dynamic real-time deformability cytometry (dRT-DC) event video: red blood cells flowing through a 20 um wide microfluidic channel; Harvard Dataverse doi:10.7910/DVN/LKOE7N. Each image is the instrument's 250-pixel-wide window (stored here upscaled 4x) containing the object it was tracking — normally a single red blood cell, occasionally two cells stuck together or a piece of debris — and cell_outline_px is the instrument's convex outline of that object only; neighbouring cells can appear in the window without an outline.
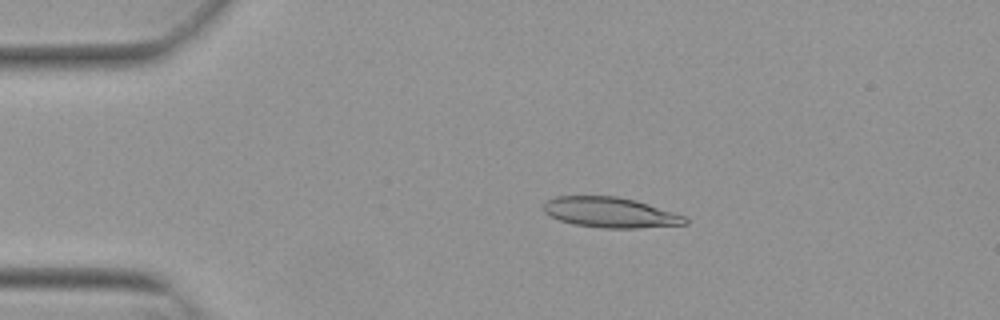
{"species": "Egyptian fruit bat (a non-hibernating species)", "species_latin": "Rousettus aegyptiacus", "temperature_condition": "warm", "stored_images_in_passage": 52, "camera_frame_rate_fps": 3000, "um_per_image_px": 0.085, "animal": {"sex": "female"}, "frame": {"image": 1, "passage_image": 10, "time_ms": 3.0, "image_size_px": [1000, 320], "cell_outline_px": [[688, 224], [636, 228], [604, 228], [572, 224], [560, 220], [544, 212], [544, 204], [548, 200], [556, 196], [616, 196], [636, 200], [684, 216], [688, 220]], "centroid_in_image_um": [51.87, 18.06], "position_along_channel_um": 33.1, "area_um2": 24.8}}
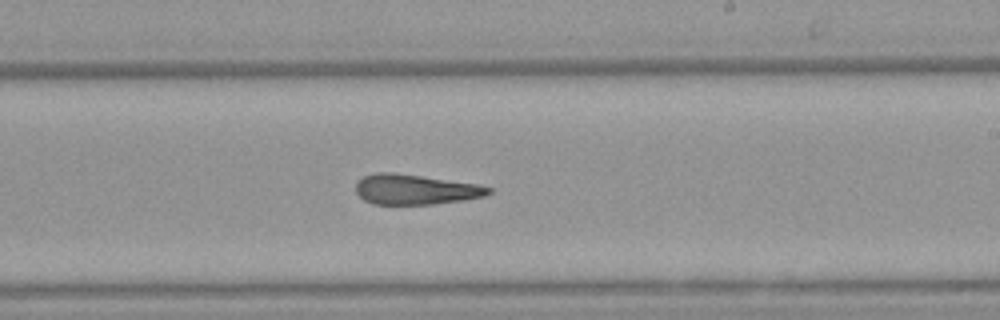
{"frame": {"image": 2, "passage_image": 31, "time_ms": 10.0, "image_size_px": [1000, 320], "cell_outline_px": [[492, 192], [484, 196], [464, 200], [432, 204], [372, 204], [364, 200], [356, 192], [356, 180], [364, 176], [376, 172], [396, 172], [476, 184], [492, 188]], "centroid_in_image_um": [35.27, 16.1], "position_along_channel_um": 253.7, "area_um2": 23.35}}
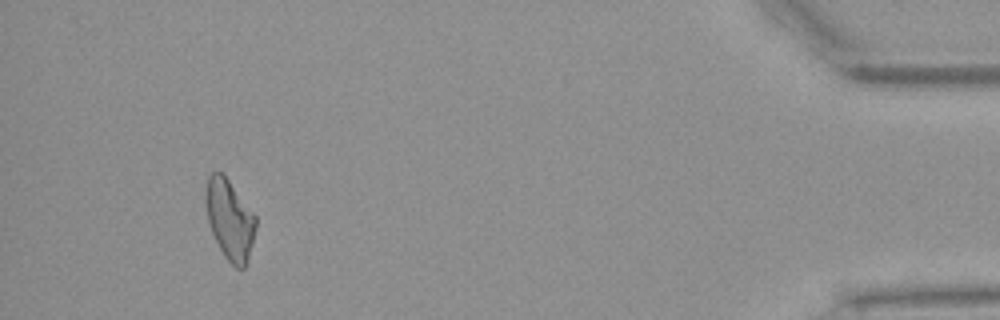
{"frame": {"image": 3, "passage_image": 49, "time_ms": 16.0, "image_size_px": [1000, 320], "cell_outline_px": [[256, 228], [248, 260], [244, 268], [236, 268], [224, 256], [212, 232], [208, 220], [204, 200], [204, 192], [208, 176], [212, 172], [224, 172], [256, 216]], "centroid_in_image_um": [19.52, 18.61], "position_along_channel_um": 415.7, "area_um2": 23.58}, "authors_computed_cell_mechanics": {"area_um2": 24.3338, "velocity_mm_per_s": 3.8414, "shape_relaxation_time_tau1_ms": null, "shape_relaxation_time_tau2_ms": 3.8492, "deformation_change_tau1": null, "deformation_change_tau2": 0.1397}}